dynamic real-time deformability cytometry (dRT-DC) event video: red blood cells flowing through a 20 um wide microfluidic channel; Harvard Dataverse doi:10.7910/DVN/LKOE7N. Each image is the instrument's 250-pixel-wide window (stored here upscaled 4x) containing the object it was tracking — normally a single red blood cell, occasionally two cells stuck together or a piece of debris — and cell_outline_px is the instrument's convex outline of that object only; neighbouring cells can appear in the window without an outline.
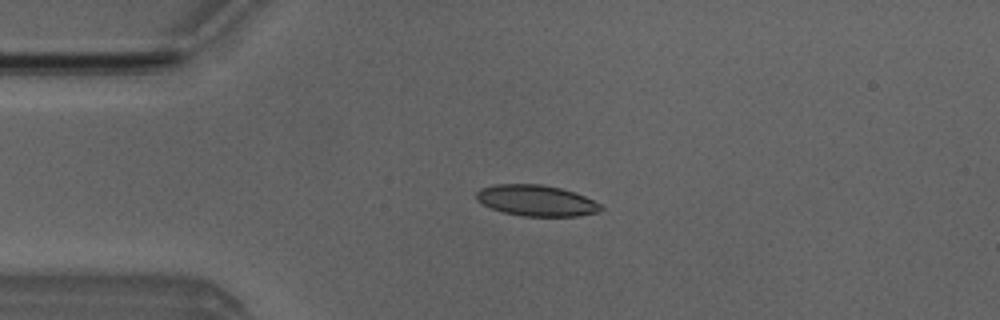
{"species": "Egyptian fruit bat (a non-hibernating species)", "species_latin": "Rousettus aegyptiacus", "temperature_condition": "room temperature", "stored_images_in_passage": 7, "camera_frame_rate_fps": 3000, "um_per_image_px": 0.085, "animal": {"sex": "male"}, "frame": {"image": 1, "passage_image": 3, "time_ms": 2.333, "image_size_px": [1000, 320], "cell_outline_px": [[604, 208], [600, 212], [576, 216], [524, 216], [504, 212], [492, 208], [476, 200], [476, 192], [480, 188], [496, 184], [544, 184], [560, 188], [584, 196], [600, 204]], "centroid_in_image_um": [45.58, 17.04], "position_along_channel_um": 39.4, "area_um2": 22.37}}
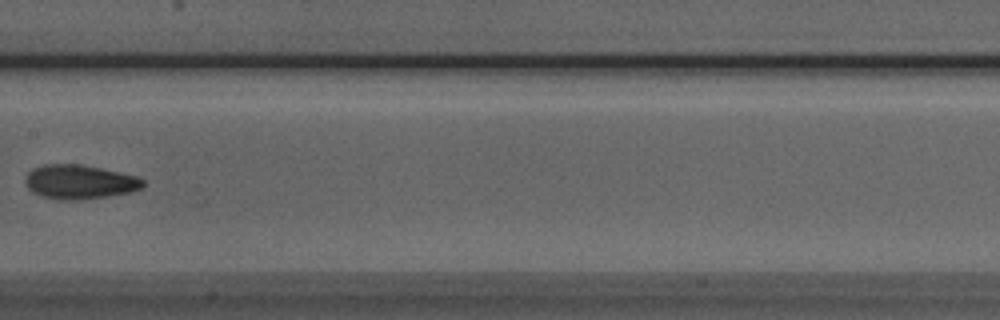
{"frame": {"image": 2, "passage_image": 7, "time_ms": 7.0, "image_size_px": [1000, 320], "cell_outline_px": [[144, 188], [132, 192], [108, 196], [80, 200], [56, 200], [40, 196], [32, 192], [24, 184], [24, 180], [28, 172], [32, 168], [44, 164], [80, 164], [120, 172], [136, 176], [144, 180]], "centroid_in_image_um": [6.74, 15.47], "position_along_channel_um": 200.7, "area_um2": 23.81}}